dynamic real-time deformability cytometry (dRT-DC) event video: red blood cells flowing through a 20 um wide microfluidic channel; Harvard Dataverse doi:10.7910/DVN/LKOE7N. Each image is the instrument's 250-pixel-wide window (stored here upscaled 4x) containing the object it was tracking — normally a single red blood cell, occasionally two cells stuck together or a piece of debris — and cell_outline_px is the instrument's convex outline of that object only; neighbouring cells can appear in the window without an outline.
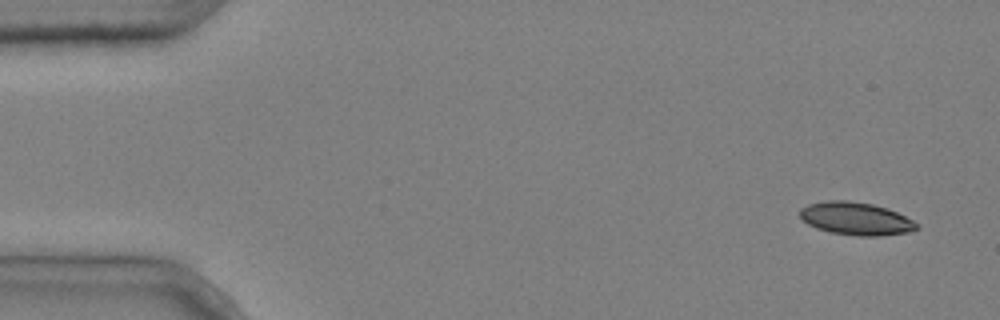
{"species": "common noctule bat (a hibernating species)", "species_latin": "Nyctalus noctula", "temperature_condition": "cold", "stored_images_in_passage": 5, "camera_frame_rate_fps": 3000, "um_per_image_px": 0.085, "animal": {"sex": "male", "body_mass_g": 20.4}, "frame": {"image": 1, "passage_image": 1, "time_ms": 0.0, "image_size_px": [1000, 320], "cell_outline_px": [[920, 228], [908, 232], [880, 236], [860, 236], [832, 232], [816, 228], [808, 224], [800, 216], [800, 208], [808, 204], [828, 200], [848, 200], [872, 204], [888, 208], [912, 220]], "centroid_in_image_um": [72.74, 18.58], "position_along_channel_um": 12.3, "area_um2": 22.2}}
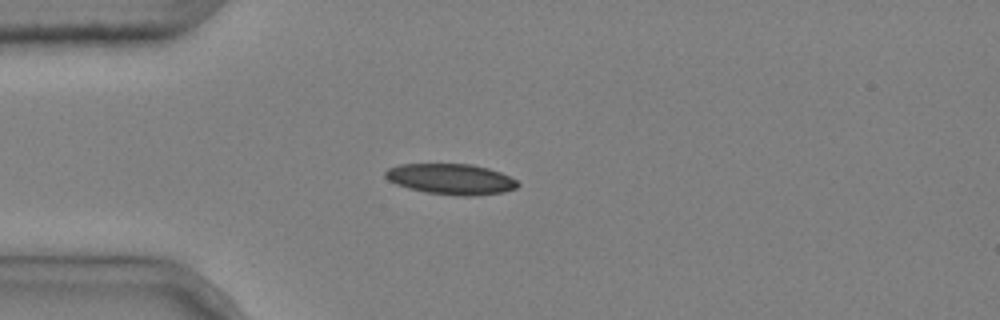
{"frame": {"image": 2, "passage_image": 4, "time_ms": 1.0, "image_size_px": [1000, 320], "cell_outline_px": [[520, 184], [516, 188], [504, 192], [472, 196], [464, 196], [424, 192], [408, 188], [396, 184], [388, 180], [384, 176], [384, 172], [388, 168], [400, 164], [472, 164], [488, 168], [500, 172], [516, 180]], "centroid_in_image_um": [38.32, 15.22], "position_along_channel_um": 46.7, "area_um2": 23.7}}